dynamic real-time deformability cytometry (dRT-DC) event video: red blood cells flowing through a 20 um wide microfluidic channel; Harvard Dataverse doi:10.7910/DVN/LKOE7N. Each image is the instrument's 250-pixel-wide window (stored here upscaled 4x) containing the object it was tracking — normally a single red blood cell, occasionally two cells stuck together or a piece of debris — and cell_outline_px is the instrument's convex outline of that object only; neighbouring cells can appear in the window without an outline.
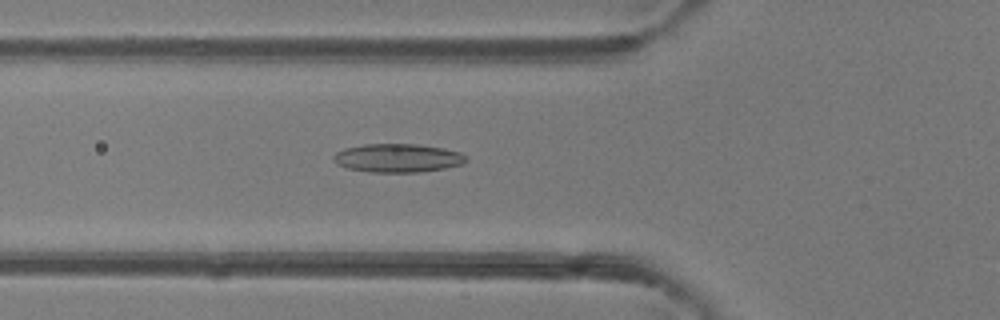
{"species": "common noctule bat (a hibernating species)", "species_latin": "Nyctalus noctula", "temperature_condition": "room temperature", "stored_images_in_passage": 41, "camera_frame_rate_fps": 3000, "um_per_image_px": 0.085, "animal": {"sex": "female"}, "frame": {"image": 1, "passage_image": 11, "time_ms": 3.333, "image_size_px": [1000, 320], "cell_outline_px": [[468, 160], [464, 164], [444, 168], [420, 172], [368, 172], [348, 168], [336, 164], [332, 160], [332, 156], [336, 152], [344, 148], [364, 144], [416, 144], [444, 148], [460, 152], [468, 156]], "centroid_in_image_um": [33.81, 13.43], "position_along_channel_um": 92.0, "area_um2": 22.31}}
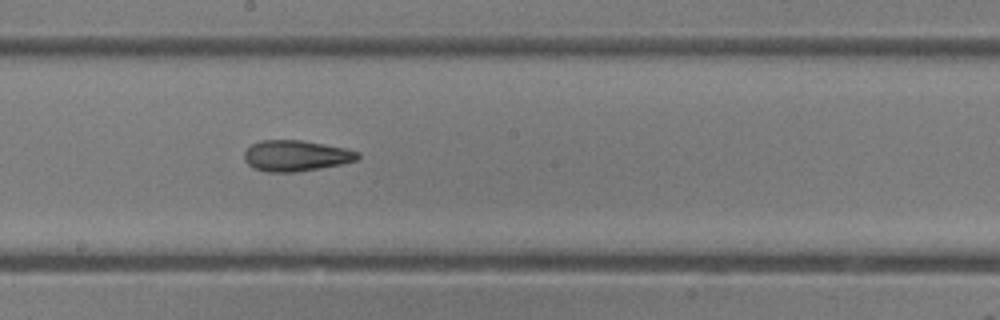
{"frame": {"image": 2, "passage_image": 20, "time_ms": 6.333, "image_size_px": [1000, 320], "cell_outline_px": [[360, 156], [356, 160], [340, 164], [320, 168], [296, 172], [268, 172], [252, 168], [244, 160], [244, 152], [252, 144], [260, 140], [300, 140], [348, 148], [360, 152]], "centroid_in_image_um": [25.15, 13.23], "position_along_channel_um": 223.1, "area_um2": 20.52}}
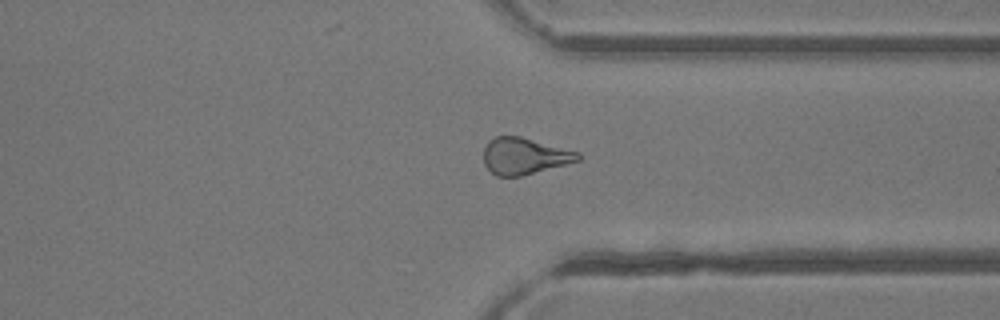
{"frame": {"image": 3, "passage_image": 30, "time_ms": 9.667, "image_size_px": [1000, 320], "cell_outline_px": [[580, 160], [520, 176], [496, 176], [484, 164], [484, 148], [488, 140], [496, 136], [520, 136], [580, 152]], "centroid_in_image_um": [44.56, 13.25], "position_along_channel_um": 366.8, "area_um2": 19.94}, "authors_computed_cell_mechanics": {"area_um2": 20.808, "velocity_mm_per_s": 4.3495, "shape_relaxation_time_tau1_ms": null, "shape_relaxation_time_tau2_ms": 4.2668, "deformation_change_tau1": null, "deformation_change_tau2": 0.1556}}